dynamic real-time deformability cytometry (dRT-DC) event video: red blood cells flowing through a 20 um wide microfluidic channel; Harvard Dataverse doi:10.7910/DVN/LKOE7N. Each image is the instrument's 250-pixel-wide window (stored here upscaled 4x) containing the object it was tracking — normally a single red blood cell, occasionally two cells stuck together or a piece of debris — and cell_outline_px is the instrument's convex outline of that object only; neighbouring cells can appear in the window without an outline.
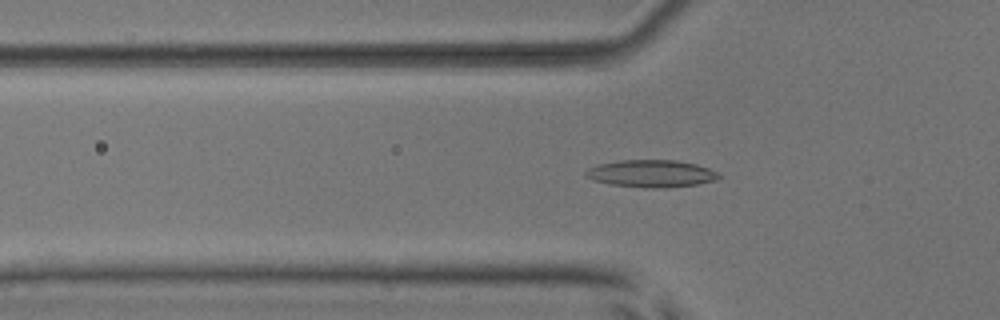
{"species": "common noctule bat (a hibernating species)", "species_latin": "Nyctalus noctula", "temperature_condition": "room temperature", "stored_images_in_passage": 52, "camera_frame_rate_fps": 3000, "um_per_image_px": 0.085, "animal": {"sex": "male", "body_mass_g": 17.9, "forearm_length_mm": 54.2}, "frame": {"image": 1, "passage_image": 17, "time_ms": 5.333, "image_size_px": [1000, 320], "cell_outline_px": [[720, 176], [716, 180], [696, 184], [656, 188], [644, 188], [612, 184], [592, 180], [584, 176], [584, 172], [588, 168], [600, 164], [620, 160], [676, 160], [696, 164], [708, 168], [716, 172]], "centroid_in_image_um": [55.32, 14.75], "position_along_channel_um": 70.5, "area_um2": 20.98}}
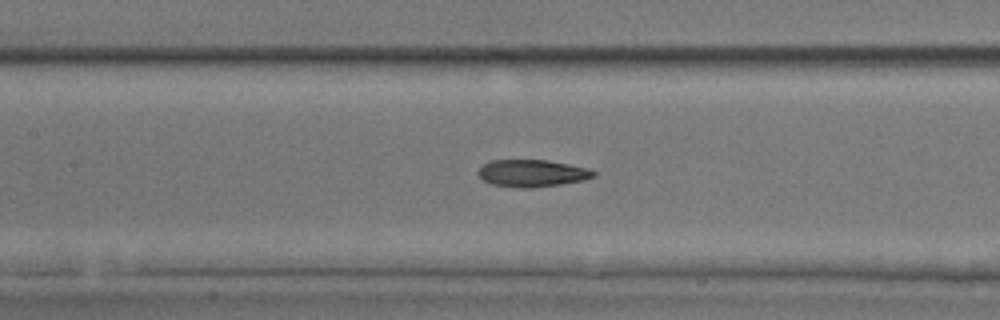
{"frame": {"image": 2, "passage_image": 24, "time_ms": 7.667, "image_size_px": [1000, 320], "cell_outline_px": [[596, 176], [584, 180], [560, 184], [532, 188], [520, 188], [492, 184], [484, 180], [476, 172], [484, 164], [492, 160], [548, 160], [588, 168], [596, 172]], "centroid_in_image_um": [45.25, 14.72], "position_along_channel_um": 162.2, "area_um2": 18.21}}
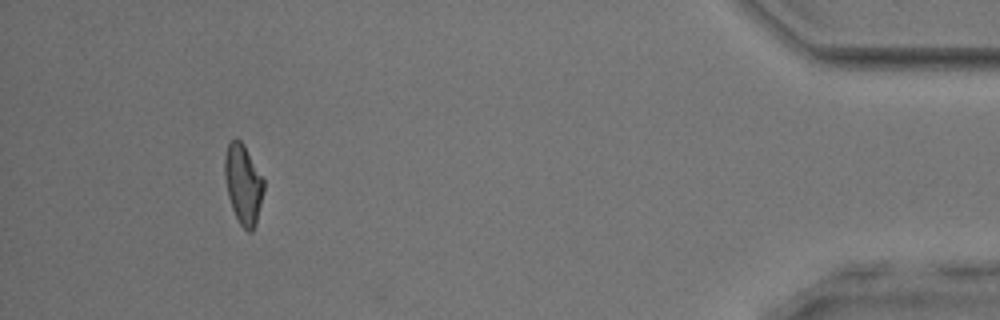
{"frame": {"image": 3, "passage_image": 48, "time_ms": 15.667, "image_size_px": [1000, 320], "cell_outline_px": [[264, 192], [256, 224], [252, 232], [248, 232], [240, 224], [232, 208], [228, 196], [224, 176], [224, 156], [228, 144], [236, 136], [244, 144], [264, 180]], "centroid_in_image_um": [20.67, 15.64], "position_along_channel_um": 414.5, "area_um2": 18.26}, "authors_computed_cell_mechanics": {"area_um2": 18.785, "velocity_mm_per_s": 3.944, "shape_relaxation_time_tau1_ms": 4.6997, "shape_relaxation_time_tau2_ms": 3.4479, "deformation_change_tau1": 0.1702, "deformation_change_tau2": 0.1018}}